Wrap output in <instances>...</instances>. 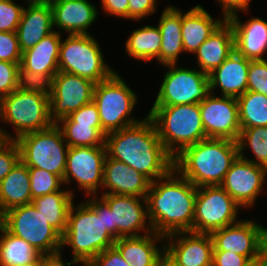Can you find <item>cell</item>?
<instances>
[{"label":"cell","instance_id":"cell-42","mask_svg":"<svg viewBox=\"0 0 267 266\" xmlns=\"http://www.w3.org/2000/svg\"><path fill=\"white\" fill-rule=\"evenodd\" d=\"M22 51L19 46L17 33L0 31V60L20 63Z\"/></svg>","mask_w":267,"mask_h":266},{"label":"cell","instance_id":"cell-8","mask_svg":"<svg viewBox=\"0 0 267 266\" xmlns=\"http://www.w3.org/2000/svg\"><path fill=\"white\" fill-rule=\"evenodd\" d=\"M0 119L13 125L14 140L54 124L50 118L49 96L18 88L0 98Z\"/></svg>","mask_w":267,"mask_h":266},{"label":"cell","instance_id":"cell-6","mask_svg":"<svg viewBox=\"0 0 267 266\" xmlns=\"http://www.w3.org/2000/svg\"><path fill=\"white\" fill-rule=\"evenodd\" d=\"M136 101L137 95L117 72L97 83L93 102L98 109L102 131L107 134L141 122L129 117Z\"/></svg>","mask_w":267,"mask_h":266},{"label":"cell","instance_id":"cell-23","mask_svg":"<svg viewBox=\"0 0 267 266\" xmlns=\"http://www.w3.org/2000/svg\"><path fill=\"white\" fill-rule=\"evenodd\" d=\"M249 59L235 51L225 61L215 68L208 78L210 91L220 87L222 96L239 97L247 91Z\"/></svg>","mask_w":267,"mask_h":266},{"label":"cell","instance_id":"cell-28","mask_svg":"<svg viewBox=\"0 0 267 266\" xmlns=\"http://www.w3.org/2000/svg\"><path fill=\"white\" fill-rule=\"evenodd\" d=\"M226 19L214 20L200 5L182 13V42L184 52L195 53L213 31Z\"/></svg>","mask_w":267,"mask_h":266},{"label":"cell","instance_id":"cell-22","mask_svg":"<svg viewBox=\"0 0 267 266\" xmlns=\"http://www.w3.org/2000/svg\"><path fill=\"white\" fill-rule=\"evenodd\" d=\"M53 27L68 32L69 35H87L89 26L97 18L96 7L88 0H55L51 4Z\"/></svg>","mask_w":267,"mask_h":266},{"label":"cell","instance_id":"cell-55","mask_svg":"<svg viewBox=\"0 0 267 266\" xmlns=\"http://www.w3.org/2000/svg\"><path fill=\"white\" fill-rule=\"evenodd\" d=\"M55 0H27L28 4L51 5Z\"/></svg>","mask_w":267,"mask_h":266},{"label":"cell","instance_id":"cell-40","mask_svg":"<svg viewBox=\"0 0 267 266\" xmlns=\"http://www.w3.org/2000/svg\"><path fill=\"white\" fill-rule=\"evenodd\" d=\"M24 6L12 0H0V31L15 32L20 23Z\"/></svg>","mask_w":267,"mask_h":266},{"label":"cell","instance_id":"cell-36","mask_svg":"<svg viewBox=\"0 0 267 266\" xmlns=\"http://www.w3.org/2000/svg\"><path fill=\"white\" fill-rule=\"evenodd\" d=\"M239 157L267 168V126L241 129L238 140ZM249 147L255 160L244 157L243 151Z\"/></svg>","mask_w":267,"mask_h":266},{"label":"cell","instance_id":"cell-50","mask_svg":"<svg viewBox=\"0 0 267 266\" xmlns=\"http://www.w3.org/2000/svg\"><path fill=\"white\" fill-rule=\"evenodd\" d=\"M96 197L97 196L94 195L90 201L103 213L105 229H107V231L112 235V212L110 207L102 198L99 199Z\"/></svg>","mask_w":267,"mask_h":266},{"label":"cell","instance_id":"cell-44","mask_svg":"<svg viewBox=\"0 0 267 266\" xmlns=\"http://www.w3.org/2000/svg\"><path fill=\"white\" fill-rule=\"evenodd\" d=\"M69 117L76 124H91V127H101L98 109L93 101L72 112Z\"/></svg>","mask_w":267,"mask_h":266},{"label":"cell","instance_id":"cell-11","mask_svg":"<svg viewBox=\"0 0 267 266\" xmlns=\"http://www.w3.org/2000/svg\"><path fill=\"white\" fill-rule=\"evenodd\" d=\"M168 68L153 106L201 103L210 93L208 74L201 70L165 65Z\"/></svg>","mask_w":267,"mask_h":266},{"label":"cell","instance_id":"cell-56","mask_svg":"<svg viewBox=\"0 0 267 266\" xmlns=\"http://www.w3.org/2000/svg\"><path fill=\"white\" fill-rule=\"evenodd\" d=\"M248 266H260L259 265V263L257 262V261H254V262H252L250 265H248Z\"/></svg>","mask_w":267,"mask_h":266},{"label":"cell","instance_id":"cell-37","mask_svg":"<svg viewBox=\"0 0 267 266\" xmlns=\"http://www.w3.org/2000/svg\"><path fill=\"white\" fill-rule=\"evenodd\" d=\"M32 200L61 190L63 180L56 174L39 169L28 168Z\"/></svg>","mask_w":267,"mask_h":266},{"label":"cell","instance_id":"cell-5","mask_svg":"<svg viewBox=\"0 0 267 266\" xmlns=\"http://www.w3.org/2000/svg\"><path fill=\"white\" fill-rule=\"evenodd\" d=\"M147 116L154 123L165 150L173 158L184 148L207 139L199 103L153 106Z\"/></svg>","mask_w":267,"mask_h":266},{"label":"cell","instance_id":"cell-10","mask_svg":"<svg viewBox=\"0 0 267 266\" xmlns=\"http://www.w3.org/2000/svg\"><path fill=\"white\" fill-rule=\"evenodd\" d=\"M102 54L92 35H68L65 41H61L59 71L81 76L97 84L115 72L105 63Z\"/></svg>","mask_w":267,"mask_h":266},{"label":"cell","instance_id":"cell-18","mask_svg":"<svg viewBox=\"0 0 267 266\" xmlns=\"http://www.w3.org/2000/svg\"><path fill=\"white\" fill-rule=\"evenodd\" d=\"M267 168L256 165L241 157L232 163L220 185L239 205L253 206L256 197L263 189Z\"/></svg>","mask_w":267,"mask_h":266},{"label":"cell","instance_id":"cell-7","mask_svg":"<svg viewBox=\"0 0 267 266\" xmlns=\"http://www.w3.org/2000/svg\"><path fill=\"white\" fill-rule=\"evenodd\" d=\"M2 226L43 255L58 257L61 254L62 235L47 223L32 203L4 212Z\"/></svg>","mask_w":267,"mask_h":266},{"label":"cell","instance_id":"cell-15","mask_svg":"<svg viewBox=\"0 0 267 266\" xmlns=\"http://www.w3.org/2000/svg\"><path fill=\"white\" fill-rule=\"evenodd\" d=\"M201 121L207 138L237 142L241 127L235 97H218L210 93L201 103Z\"/></svg>","mask_w":267,"mask_h":266},{"label":"cell","instance_id":"cell-45","mask_svg":"<svg viewBox=\"0 0 267 266\" xmlns=\"http://www.w3.org/2000/svg\"><path fill=\"white\" fill-rule=\"evenodd\" d=\"M87 266H131L113 246L96 255Z\"/></svg>","mask_w":267,"mask_h":266},{"label":"cell","instance_id":"cell-34","mask_svg":"<svg viewBox=\"0 0 267 266\" xmlns=\"http://www.w3.org/2000/svg\"><path fill=\"white\" fill-rule=\"evenodd\" d=\"M62 124V126L60 125ZM69 147L105 146V133L102 127H91V124H76L69 116L56 123Z\"/></svg>","mask_w":267,"mask_h":266},{"label":"cell","instance_id":"cell-46","mask_svg":"<svg viewBox=\"0 0 267 266\" xmlns=\"http://www.w3.org/2000/svg\"><path fill=\"white\" fill-rule=\"evenodd\" d=\"M251 263L246 256L229 251H213L212 266H248Z\"/></svg>","mask_w":267,"mask_h":266},{"label":"cell","instance_id":"cell-38","mask_svg":"<svg viewBox=\"0 0 267 266\" xmlns=\"http://www.w3.org/2000/svg\"><path fill=\"white\" fill-rule=\"evenodd\" d=\"M54 76L27 71L19 65L17 88L50 96Z\"/></svg>","mask_w":267,"mask_h":266},{"label":"cell","instance_id":"cell-14","mask_svg":"<svg viewBox=\"0 0 267 266\" xmlns=\"http://www.w3.org/2000/svg\"><path fill=\"white\" fill-rule=\"evenodd\" d=\"M106 156V146L69 147L63 184L75 179L87 195L97 194L99 186L102 187Z\"/></svg>","mask_w":267,"mask_h":266},{"label":"cell","instance_id":"cell-31","mask_svg":"<svg viewBox=\"0 0 267 266\" xmlns=\"http://www.w3.org/2000/svg\"><path fill=\"white\" fill-rule=\"evenodd\" d=\"M36 210L55 228L61 235L65 233L69 210L73 204V193L70 190H60L41 197L31 202Z\"/></svg>","mask_w":267,"mask_h":266},{"label":"cell","instance_id":"cell-48","mask_svg":"<svg viewBox=\"0 0 267 266\" xmlns=\"http://www.w3.org/2000/svg\"><path fill=\"white\" fill-rule=\"evenodd\" d=\"M105 14L115 15L120 18L129 19L128 0H101Z\"/></svg>","mask_w":267,"mask_h":266},{"label":"cell","instance_id":"cell-26","mask_svg":"<svg viewBox=\"0 0 267 266\" xmlns=\"http://www.w3.org/2000/svg\"><path fill=\"white\" fill-rule=\"evenodd\" d=\"M234 52L233 28L225 19L195 52L199 70L210 74Z\"/></svg>","mask_w":267,"mask_h":266},{"label":"cell","instance_id":"cell-3","mask_svg":"<svg viewBox=\"0 0 267 266\" xmlns=\"http://www.w3.org/2000/svg\"><path fill=\"white\" fill-rule=\"evenodd\" d=\"M238 156L237 142L207 138L184 148L174 157L173 167L197 188L221 185Z\"/></svg>","mask_w":267,"mask_h":266},{"label":"cell","instance_id":"cell-2","mask_svg":"<svg viewBox=\"0 0 267 266\" xmlns=\"http://www.w3.org/2000/svg\"><path fill=\"white\" fill-rule=\"evenodd\" d=\"M196 195L197 187L173 167L150 184L146 197L148 224L164 237L193 231Z\"/></svg>","mask_w":267,"mask_h":266},{"label":"cell","instance_id":"cell-1","mask_svg":"<svg viewBox=\"0 0 267 266\" xmlns=\"http://www.w3.org/2000/svg\"><path fill=\"white\" fill-rule=\"evenodd\" d=\"M105 146L110 158L142 173L151 182L173 168L174 158L165 150L148 116L137 124L107 133Z\"/></svg>","mask_w":267,"mask_h":266},{"label":"cell","instance_id":"cell-13","mask_svg":"<svg viewBox=\"0 0 267 266\" xmlns=\"http://www.w3.org/2000/svg\"><path fill=\"white\" fill-rule=\"evenodd\" d=\"M96 83L81 76L58 71L49 96L50 118L56 123L93 101Z\"/></svg>","mask_w":267,"mask_h":266},{"label":"cell","instance_id":"cell-21","mask_svg":"<svg viewBox=\"0 0 267 266\" xmlns=\"http://www.w3.org/2000/svg\"><path fill=\"white\" fill-rule=\"evenodd\" d=\"M151 181L142 173L121 161L110 158L104 161L102 187L109 189L102 194H120L146 198Z\"/></svg>","mask_w":267,"mask_h":266},{"label":"cell","instance_id":"cell-9","mask_svg":"<svg viewBox=\"0 0 267 266\" xmlns=\"http://www.w3.org/2000/svg\"><path fill=\"white\" fill-rule=\"evenodd\" d=\"M15 141L20 149V160L28 168L54 173L63 180L69 146L55 123L48 129L22 135Z\"/></svg>","mask_w":267,"mask_h":266},{"label":"cell","instance_id":"cell-4","mask_svg":"<svg viewBox=\"0 0 267 266\" xmlns=\"http://www.w3.org/2000/svg\"><path fill=\"white\" fill-rule=\"evenodd\" d=\"M115 241L105 229L103 213L90 200L79 203L76 208L72 204L62 235V249L65 245L72 247V260L87 266L96 255L113 247Z\"/></svg>","mask_w":267,"mask_h":266},{"label":"cell","instance_id":"cell-53","mask_svg":"<svg viewBox=\"0 0 267 266\" xmlns=\"http://www.w3.org/2000/svg\"><path fill=\"white\" fill-rule=\"evenodd\" d=\"M50 258L51 257H49V256L41 254L35 261L30 262L28 264L19 265V266H46V262Z\"/></svg>","mask_w":267,"mask_h":266},{"label":"cell","instance_id":"cell-58","mask_svg":"<svg viewBox=\"0 0 267 266\" xmlns=\"http://www.w3.org/2000/svg\"><path fill=\"white\" fill-rule=\"evenodd\" d=\"M2 216H3V214L0 211V226L2 225Z\"/></svg>","mask_w":267,"mask_h":266},{"label":"cell","instance_id":"cell-57","mask_svg":"<svg viewBox=\"0 0 267 266\" xmlns=\"http://www.w3.org/2000/svg\"><path fill=\"white\" fill-rule=\"evenodd\" d=\"M162 266H171V265L166 260H164Z\"/></svg>","mask_w":267,"mask_h":266},{"label":"cell","instance_id":"cell-27","mask_svg":"<svg viewBox=\"0 0 267 266\" xmlns=\"http://www.w3.org/2000/svg\"><path fill=\"white\" fill-rule=\"evenodd\" d=\"M61 41L60 32L53 31L34 47L22 52L20 66L27 71L56 75L59 71L58 60Z\"/></svg>","mask_w":267,"mask_h":266},{"label":"cell","instance_id":"cell-39","mask_svg":"<svg viewBox=\"0 0 267 266\" xmlns=\"http://www.w3.org/2000/svg\"><path fill=\"white\" fill-rule=\"evenodd\" d=\"M247 91L267 96V59L250 61Z\"/></svg>","mask_w":267,"mask_h":266},{"label":"cell","instance_id":"cell-20","mask_svg":"<svg viewBox=\"0 0 267 266\" xmlns=\"http://www.w3.org/2000/svg\"><path fill=\"white\" fill-rule=\"evenodd\" d=\"M233 28L234 51L249 60H264L267 52V22L259 17L240 21L237 12L226 16Z\"/></svg>","mask_w":267,"mask_h":266},{"label":"cell","instance_id":"cell-17","mask_svg":"<svg viewBox=\"0 0 267 266\" xmlns=\"http://www.w3.org/2000/svg\"><path fill=\"white\" fill-rule=\"evenodd\" d=\"M175 236L177 242L173 240ZM166 238L169 242L164 245L165 260L171 266H212L213 242L209 233L178 232Z\"/></svg>","mask_w":267,"mask_h":266},{"label":"cell","instance_id":"cell-47","mask_svg":"<svg viewBox=\"0 0 267 266\" xmlns=\"http://www.w3.org/2000/svg\"><path fill=\"white\" fill-rule=\"evenodd\" d=\"M129 19L140 20L156 11L157 0H128Z\"/></svg>","mask_w":267,"mask_h":266},{"label":"cell","instance_id":"cell-19","mask_svg":"<svg viewBox=\"0 0 267 266\" xmlns=\"http://www.w3.org/2000/svg\"><path fill=\"white\" fill-rule=\"evenodd\" d=\"M260 228L253 220H246L215 230L210 233L213 251H229L257 261Z\"/></svg>","mask_w":267,"mask_h":266},{"label":"cell","instance_id":"cell-30","mask_svg":"<svg viewBox=\"0 0 267 266\" xmlns=\"http://www.w3.org/2000/svg\"><path fill=\"white\" fill-rule=\"evenodd\" d=\"M32 202L28 167L20 160L0 182V211Z\"/></svg>","mask_w":267,"mask_h":266},{"label":"cell","instance_id":"cell-52","mask_svg":"<svg viewBox=\"0 0 267 266\" xmlns=\"http://www.w3.org/2000/svg\"><path fill=\"white\" fill-rule=\"evenodd\" d=\"M79 263V261L71 260V262L64 263L62 260V254L58 257H51L47 262L46 266H71Z\"/></svg>","mask_w":267,"mask_h":266},{"label":"cell","instance_id":"cell-41","mask_svg":"<svg viewBox=\"0 0 267 266\" xmlns=\"http://www.w3.org/2000/svg\"><path fill=\"white\" fill-rule=\"evenodd\" d=\"M20 161V149L15 140H5L0 145V182Z\"/></svg>","mask_w":267,"mask_h":266},{"label":"cell","instance_id":"cell-29","mask_svg":"<svg viewBox=\"0 0 267 266\" xmlns=\"http://www.w3.org/2000/svg\"><path fill=\"white\" fill-rule=\"evenodd\" d=\"M181 25L182 11L174 6H167L157 25L162 36L160 63L163 65L176 64L177 57L184 52Z\"/></svg>","mask_w":267,"mask_h":266},{"label":"cell","instance_id":"cell-35","mask_svg":"<svg viewBox=\"0 0 267 266\" xmlns=\"http://www.w3.org/2000/svg\"><path fill=\"white\" fill-rule=\"evenodd\" d=\"M236 99L241 129L267 126V96L246 91Z\"/></svg>","mask_w":267,"mask_h":266},{"label":"cell","instance_id":"cell-12","mask_svg":"<svg viewBox=\"0 0 267 266\" xmlns=\"http://www.w3.org/2000/svg\"><path fill=\"white\" fill-rule=\"evenodd\" d=\"M240 205L220 186L197 188L193 232L211 233L237 222Z\"/></svg>","mask_w":267,"mask_h":266},{"label":"cell","instance_id":"cell-24","mask_svg":"<svg viewBox=\"0 0 267 266\" xmlns=\"http://www.w3.org/2000/svg\"><path fill=\"white\" fill-rule=\"evenodd\" d=\"M164 238L153 231L140 236L121 237L116 239L114 246L131 266H162L165 260V246L161 250L156 242Z\"/></svg>","mask_w":267,"mask_h":266},{"label":"cell","instance_id":"cell-51","mask_svg":"<svg viewBox=\"0 0 267 266\" xmlns=\"http://www.w3.org/2000/svg\"><path fill=\"white\" fill-rule=\"evenodd\" d=\"M260 266H267V228L261 225L258 235V257Z\"/></svg>","mask_w":267,"mask_h":266},{"label":"cell","instance_id":"cell-49","mask_svg":"<svg viewBox=\"0 0 267 266\" xmlns=\"http://www.w3.org/2000/svg\"><path fill=\"white\" fill-rule=\"evenodd\" d=\"M251 0H218L222 5L223 16L226 17L236 11H246Z\"/></svg>","mask_w":267,"mask_h":266},{"label":"cell","instance_id":"cell-54","mask_svg":"<svg viewBox=\"0 0 267 266\" xmlns=\"http://www.w3.org/2000/svg\"><path fill=\"white\" fill-rule=\"evenodd\" d=\"M5 140H14V137L10 135V133H6L1 127H0V145L5 141Z\"/></svg>","mask_w":267,"mask_h":266},{"label":"cell","instance_id":"cell-43","mask_svg":"<svg viewBox=\"0 0 267 266\" xmlns=\"http://www.w3.org/2000/svg\"><path fill=\"white\" fill-rule=\"evenodd\" d=\"M19 65L20 63L0 60V98L17 89Z\"/></svg>","mask_w":267,"mask_h":266},{"label":"cell","instance_id":"cell-32","mask_svg":"<svg viewBox=\"0 0 267 266\" xmlns=\"http://www.w3.org/2000/svg\"><path fill=\"white\" fill-rule=\"evenodd\" d=\"M162 36L158 26L146 25L134 30L126 41V52L136 60L160 62Z\"/></svg>","mask_w":267,"mask_h":266},{"label":"cell","instance_id":"cell-25","mask_svg":"<svg viewBox=\"0 0 267 266\" xmlns=\"http://www.w3.org/2000/svg\"><path fill=\"white\" fill-rule=\"evenodd\" d=\"M27 7L16 30L22 52L54 31L51 5L28 4Z\"/></svg>","mask_w":267,"mask_h":266},{"label":"cell","instance_id":"cell-16","mask_svg":"<svg viewBox=\"0 0 267 266\" xmlns=\"http://www.w3.org/2000/svg\"><path fill=\"white\" fill-rule=\"evenodd\" d=\"M102 198L112 212V236L121 237L140 236L139 231L149 234L153 232L152 226H146L149 221L148 204L146 198L120 194H102ZM142 201H141V200ZM144 203V207L142 203Z\"/></svg>","mask_w":267,"mask_h":266},{"label":"cell","instance_id":"cell-33","mask_svg":"<svg viewBox=\"0 0 267 266\" xmlns=\"http://www.w3.org/2000/svg\"><path fill=\"white\" fill-rule=\"evenodd\" d=\"M0 266H19L35 261L41 253L25 240L0 226Z\"/></svg>","mask_w":267,"mask_h":266}]
</instances>
